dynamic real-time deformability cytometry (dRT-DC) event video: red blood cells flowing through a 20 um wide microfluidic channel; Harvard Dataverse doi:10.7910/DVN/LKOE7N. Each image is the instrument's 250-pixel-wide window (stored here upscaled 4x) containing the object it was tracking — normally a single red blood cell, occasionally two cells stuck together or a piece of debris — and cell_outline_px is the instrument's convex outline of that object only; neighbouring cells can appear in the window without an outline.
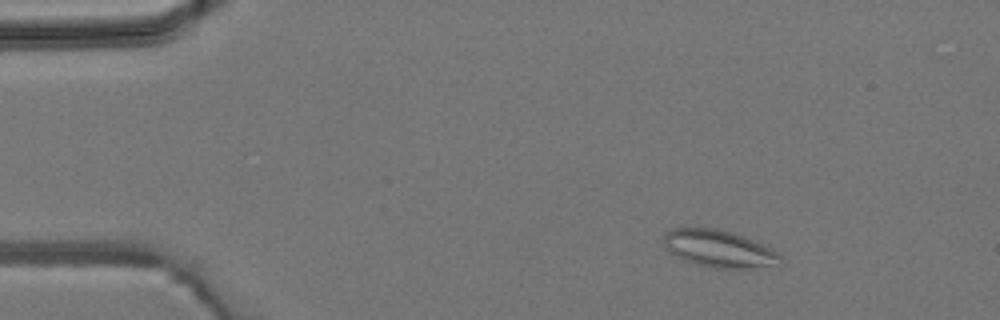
{"species": "common noctule bat (a hibernating species)", "species_latin": "Nyctalus noctula", "temperature_condition": "room temperature", "stored_images_in_passage": 4, "camera_frame_rate_fps": 3000, "um_per_image_px": 0.085, "animal": {"sex": "male", "body_mass_g": 19.2, "forearm_length_mm": 51.8}, "frame": {"image": 1, "passage_image": 2, "time_ms": 1.333, "image_size_px": [1000, 320], "cell_outline_px": [[784, 264], [748, 268], [716, 268], [680, 260], [664, 244], [664, 232], [672, 228], [720, 228], [744, 236], [772, 248], [784, 256]], "centroid_in_image_um": [61.17, 21.14], "position_along_channel_um": 23.8, "area_um2": 25.55}}